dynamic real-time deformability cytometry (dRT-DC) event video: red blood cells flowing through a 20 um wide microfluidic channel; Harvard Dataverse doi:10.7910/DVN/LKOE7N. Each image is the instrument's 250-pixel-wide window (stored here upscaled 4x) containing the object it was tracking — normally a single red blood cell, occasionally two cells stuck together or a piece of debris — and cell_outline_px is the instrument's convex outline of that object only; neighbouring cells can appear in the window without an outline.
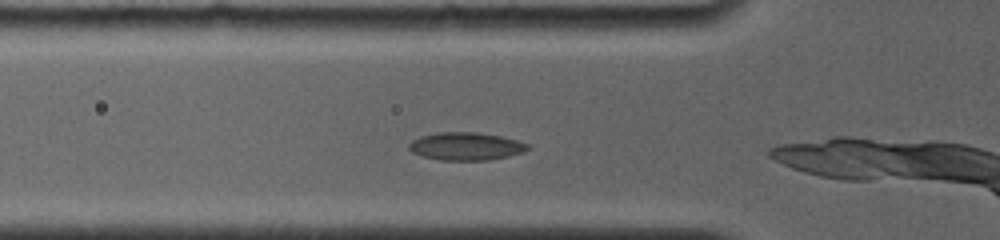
{"species": "common noctule bat (a hibernating species)", "species_latin": "Nyctalus noctula", "temperature_condition": "room temperature", "stored_images_in_passage": 5, "camera_frame_rate_fps": 4000, "um_per_image_px": 0.085, "animal": {"sex": "female", "body_mass_g": 19.0, "forearm_length_mm": 56.7}, "frame": {"image": 1, "passage_image": 3, "time_ms": 1.0, "image_size_px": [1000, 240], "cell_outline_px": [[528, 148], [524, 152], [508, 156], [488, 160], [440, 160], [424, 156], [412, 152], [408, 148], [408, 144], [412, 140], [420, 136], [436, 132], [476, 132], [500, 136], [516, 140], [528, 144]], "centroid_in_image_um": [39.57, 12.43], "position_along_channel_um": 86.2, "area_um2": 19.19}}
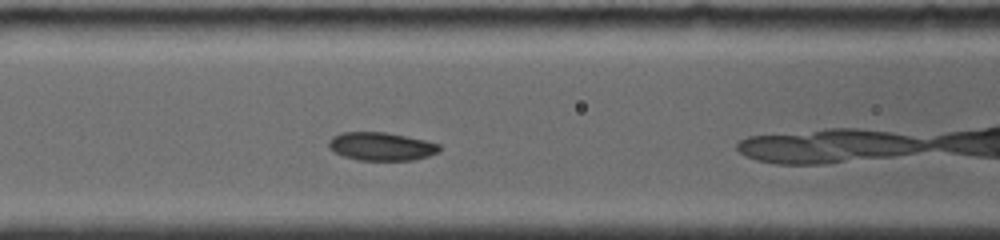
{"frame": {"image": 2, "passage_image": 5, "time_ms": 2.25, "image_size_px": [1000, 240], "cell_outline_px": [[440, 152], [428, 156], [412, 160], [360, 160], [344, 156], [328, 148], [328, 140], [332, 136], [340, 132], [388, 132], [424, 140], [440, 144]], "centroid_in_image_um": [32.4, 12.43], "position_along_channel_um": 134.2, "area_um2": 18.26}}